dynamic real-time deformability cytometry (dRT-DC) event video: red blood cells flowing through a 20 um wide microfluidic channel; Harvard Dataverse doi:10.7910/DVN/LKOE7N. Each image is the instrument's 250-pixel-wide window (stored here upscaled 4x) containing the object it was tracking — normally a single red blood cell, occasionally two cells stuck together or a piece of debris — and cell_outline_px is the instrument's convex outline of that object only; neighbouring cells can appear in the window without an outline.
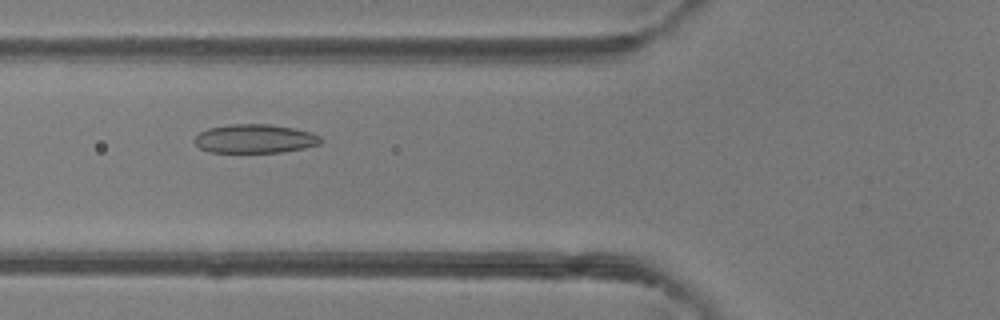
{"species": "common noctule bat (a hibernating species)", "species_latin": "Nyctalus noctula", "temperature_condition": "room temperature", "stored_images_in_passage": 50, "camera_frame_rate_fps": 3000, "um_per_image_px": 0.085, "animal": {"sex": "female"}, "frame": {"image": 1, "passage_image": 19, "time_ms": 6.0, "image_size_px": [1000, 320], "cell_outline_px": [[324, 140], [320, 144], [304, 148], [280, 152], [208, 152], [200, 148], [192, 140], [200, 132], [208, 128], [228, 124], [268, 124], [292, 128], [312, 132], [320, 136]], "centroid_in_image_um": [21.66, 11.79], "position_along_channel_um": 104.1, "area_um2": 21.27}}
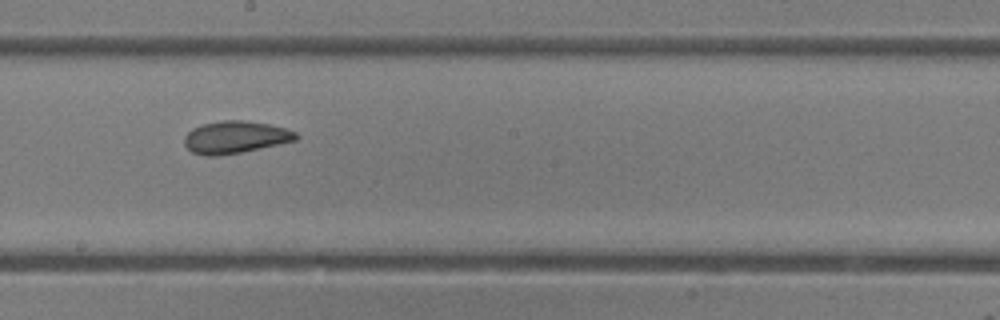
{"frame": {"image": 2, "passage_image": 28, "time_ms": 9.0, "image_size_px": [1000, 320], "cell_outline_px": [[300, 136], [296, 140], [240, 152], [216, 156], [204, 156], [192, 152], [184, 144], [184, 136], [192, 128], [204, 124], [224, 120], [244, 120], [268, 124], [284, 128], [296, 132]], "centroid_in_image_um": [19.98, 11.66], "position_along_channel_um": 228.2, "area_um2": 20.81}}
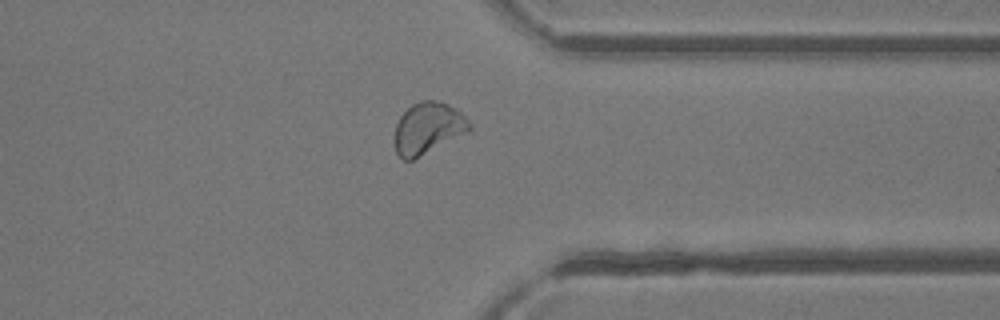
{"frame": {"image": 3, "passage_image": 39, "time_ms": 12.667, "image_size_px": [1000, 320], "cell_outline_px": [[472, 128], [468, 132], [412, 160], [404, 160], [396, 152], [396, 124], [400, 116], [412, 104], [420, 100], [440, 100], [456, 108], [472, 124]], "centroid_in_image_um": [36.41, 10.87], "position_along_channel_um": 375.0, "area_um2": 22.31}, "authors_computed_cell_mechanics": {"area_um2": 22.5709, "velocity_mm_per_s": 4.1262, "shape_relaxation_time_tau1_ms": 10.1484, "shape_relaxation_time_tau2_ms": 2.1503, "deformation_change_tau1": 0.2079, "deformation_change_tau2": 0.0683}}